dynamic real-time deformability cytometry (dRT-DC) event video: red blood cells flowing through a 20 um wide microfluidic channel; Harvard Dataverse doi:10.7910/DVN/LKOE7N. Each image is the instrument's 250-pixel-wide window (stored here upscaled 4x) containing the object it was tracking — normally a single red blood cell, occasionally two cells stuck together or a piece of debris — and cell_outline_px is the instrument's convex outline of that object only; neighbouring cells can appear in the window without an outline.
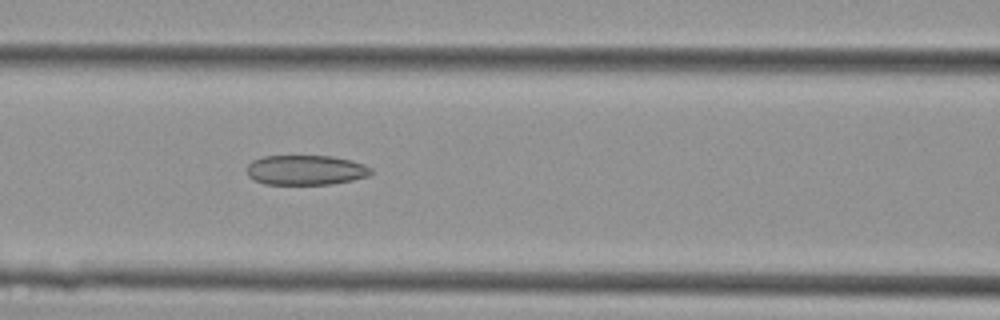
{"species": "Egyptian fruit bat (a non-hibernating species)", "species_latin": "Rousettus aegyptiacus", "temperature_condition": "cold", "stored_images_in_passage": 33, "camera_frame_rate_fps": 3000, "um_per_image_px": 0.085, "animal": {"sex": "female"}, "frame": {"image": 1, "passage_image": 8, "time_ms": 2.333, "image_size_px": [1000, 320], "cell_outline_px": [[372, 172], [368, 176], [352, 180], [332, 184], [264, 184], [248, 176], [248, 164], [252, 160], [264, 156], [332, 156], [352, 160], [364, 164], [372, 168]], "centroid_in_image_um": [26.01, 14.45], "position_along_channel_um": 140.6, "area_um2": 21.62}}
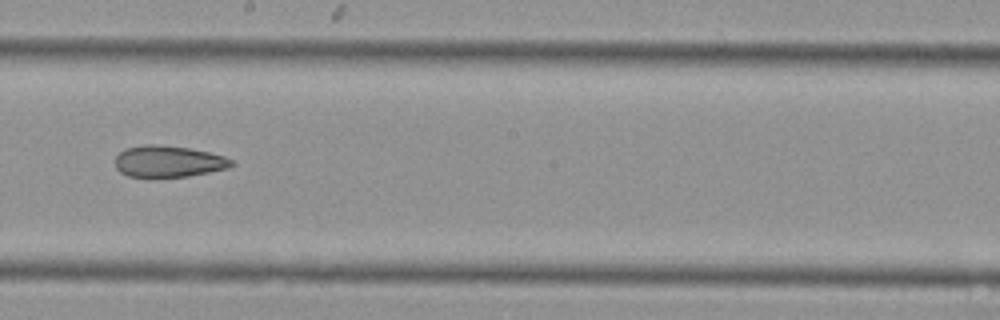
{"frame": {"image": 2, "passage_image": 14, "time_ms": 4.333, "image_size_px": [1000, 320], "cell_outline_px": [[236, 164], [228, 168], [188, 176], [128, 176], [120, 172], [116, 168], [116, 156], [124, 148], [144, 144], [160, 144], [188, 148], [208, 152], [224, 156], [232, 160]], "centroid_in_image_um": [14.31, 13.7], "position_along_channel_um": 233.9, "area_um2": 21.21}}
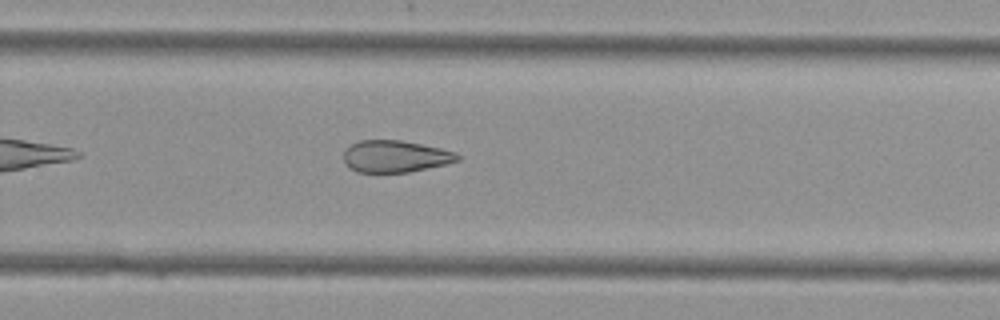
{"frame": {"image": 3, "passage_image": 18, "time_ms": 5.667, "image_size_px": [1000, 320], "cell_outline_px": [[460, 160], [448, 164], [408, 172], [356, 172], [344, 160], [344, 152], [352, 144], [360, 140], [400, 140], [440, 148], [456, 152], [460, 156]], "centroid_in_image_um": [33.65, 13.29], "position_along_channel_um": 296.2, "area_um2": 20.98}}